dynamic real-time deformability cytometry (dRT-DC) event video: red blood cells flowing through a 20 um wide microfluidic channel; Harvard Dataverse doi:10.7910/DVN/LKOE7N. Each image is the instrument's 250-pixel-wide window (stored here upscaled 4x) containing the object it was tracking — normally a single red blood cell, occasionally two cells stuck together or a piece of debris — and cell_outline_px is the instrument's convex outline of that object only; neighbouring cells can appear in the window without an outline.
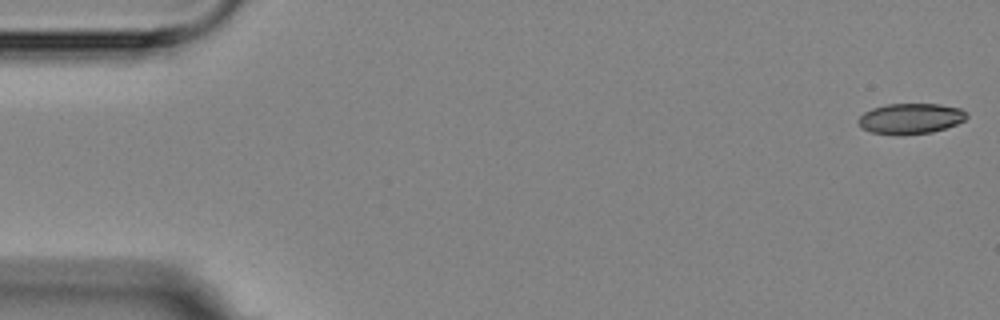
{"species": "Egyptian fruit bat (a non-hibernating species)", "species_latin": "Rousettus aegyptiacus", "temperature_condition": "room temperature", "stored_images_in_passage": 6, "camera_frame_rate_fps": 3000, "um_per_image_px": 0.085, "animal": {"sex": "female"}, "frame": {"image": 1, "passage_image": 1, "time_ms": 0.0, "image_size_px": [1000, 320], "cell_outline_px": [[968, 116], [964, 120], [956, 124], [932, 132], [904, 136], [900, 136], [872, 132], [860, 128], [856, 120], [864, 112], [872, 108], [888, 104], [940, 104], [960, 108], [968, 112]], "centroid_in_image_um": [77.37, 10.09], "position_along_channel_um": 7.6, "area_um2": 19.59}}
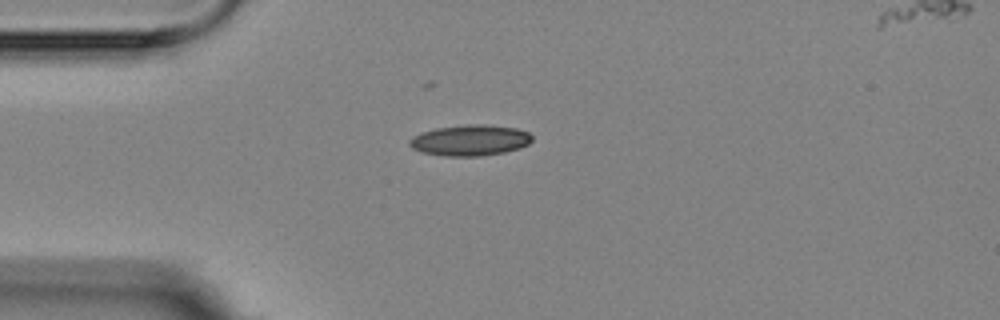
{"frame": {"image": 2, "passage_image": 4, "time_ms": 4.333, "image_size_px": [1000, 320], "cell_outline_px": [[532, 140], [528, 144], [520, 148], [504, 152], [480, 156], [444, 156], [424, 152], [412, 148], [408, 144], [408, 140], [412, 136], [420, 132], [436, 128], [468, 124], [484, 124], [516, 128], [528, 132], [532, 136]], "centroid_in_image_um": [39.94, 11.92], "position_along_channel_um": 45.1, "area_um2": 22.14}}
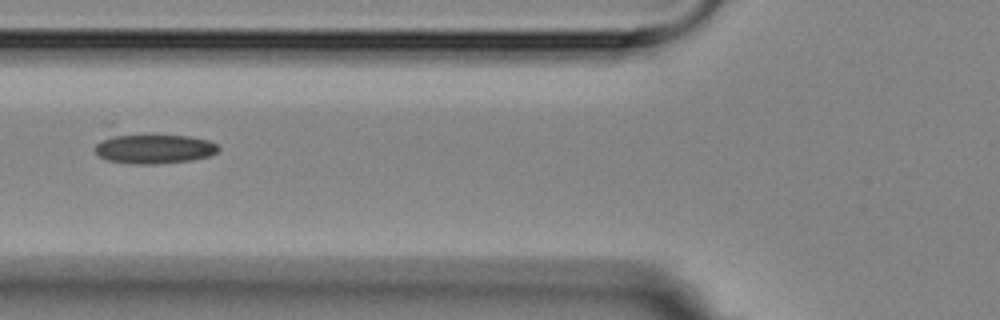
{"frame": {"image": 3, "passage_image": 6, "time_ms": 6.667, "image_size_px": [1000, 320], "cell_outline_px": [[220, 148], [216, 152], [208, 156], [192, 160], [156, 164], [132, 164], [104, 160], [96, 152], [96, 144], [108, 124], [192, 136], [208, 140], [216, 144]], "centroid_in_image_um": [12.8, 12.44], "position_along_channel_um": 113.0, "area_um2": 24.97}}